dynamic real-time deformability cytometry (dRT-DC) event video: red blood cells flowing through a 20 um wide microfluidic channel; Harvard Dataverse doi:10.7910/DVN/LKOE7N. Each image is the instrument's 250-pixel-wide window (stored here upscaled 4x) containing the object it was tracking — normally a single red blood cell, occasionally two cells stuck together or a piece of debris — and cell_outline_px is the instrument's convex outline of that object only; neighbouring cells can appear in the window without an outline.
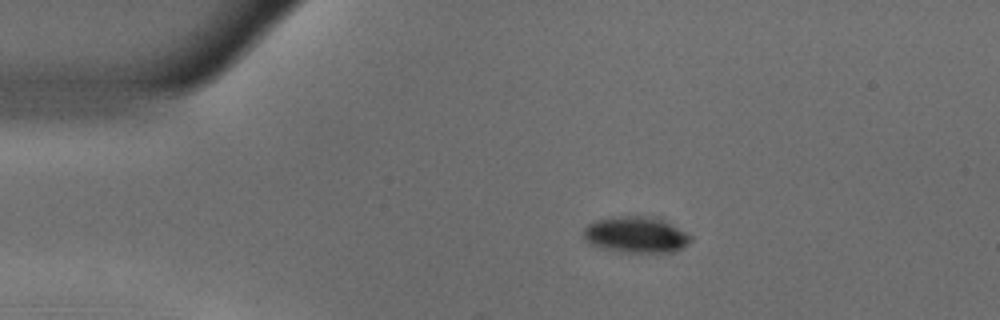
{"species": "common noctule bat (a hibernating species)", "species_latin": "Nyctalus noctula", "temperature_condition": "warm", "stored_images_in_passage": 9, "camera_frame_rate_fps": 3000, "um_per_image_px": 0.085, "animal": {"sex": "male", "body_mass_g": 18.8}, "frame": {"image": 1, "passage_image": 1, "time_ms": 0.0, "image_size_px": [1000, 320], "cell_outline_px": [[692, 240], [688, 244], [672, 252], [628, 252], [608, 248], [592, 244], [584, 240], [584, 228], [588, 224], [596, 220], [612, 216], [660, 216], [692, 236]], "centroid_in_image_um": [54.1, 19.91], "position_along_channel_um": 30.9, "area_um2": 22.6}}
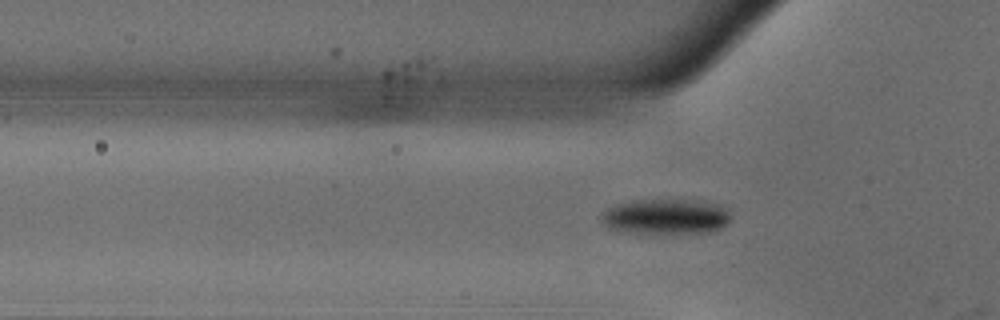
{"frame": {"image": 2, "passage_image": 8, "time_ms": 2.333, "image_size_px": [1000, 320], "cell_outline_px": [[732, 216], [728, 224], [724, 228], [712, 232], [656, 236], [648, 236], [608, 228], [604, 224], [600, 216], [608, 208], [616, 204], [632, 200], [704, 200], [720, 204]], "centroid_in_image_um": [56.64, 18.46], "position_along_channel_um": 69.2, "area_um2": 27.98}}